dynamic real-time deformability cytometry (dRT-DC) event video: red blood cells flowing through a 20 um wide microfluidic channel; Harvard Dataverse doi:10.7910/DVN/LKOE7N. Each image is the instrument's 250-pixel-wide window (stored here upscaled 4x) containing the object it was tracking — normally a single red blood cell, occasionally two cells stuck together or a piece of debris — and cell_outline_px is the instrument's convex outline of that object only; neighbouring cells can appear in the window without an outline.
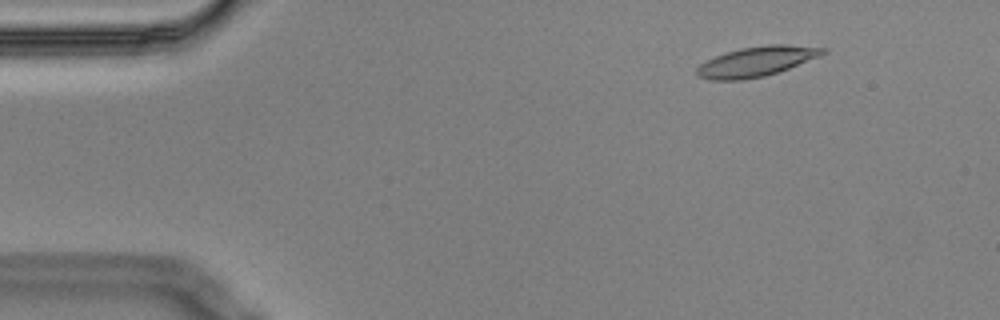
{"species": "Egyptian fruit bat (a non-hibernating species)", "species_latin": "Rousettus aegyptiacus", "temperature_condition": "cold", "stored_images_in_passage": 4, "camera_frame_rate_fps": 3000, "um_per_image_px": 0.085, "animal": {"sex": "male"}, "frame": {"image": 1, "passage_image": 2, "time_ms": 0.333, "image_size_px": [1000, 320], "cell_outline_px": [[828, 52], [780, 72], [764, 76], [740, 80], [712, 80], [700, 76], [696, 72], [696, 68], [700, 64], [716, 56], [740, 48], [768, 44], [784, 44], [828, 48]], "centroid_in_image_um": [64.34, 5.22], "position_along_channel_um": 20.7, "area_um2": 21.79}}
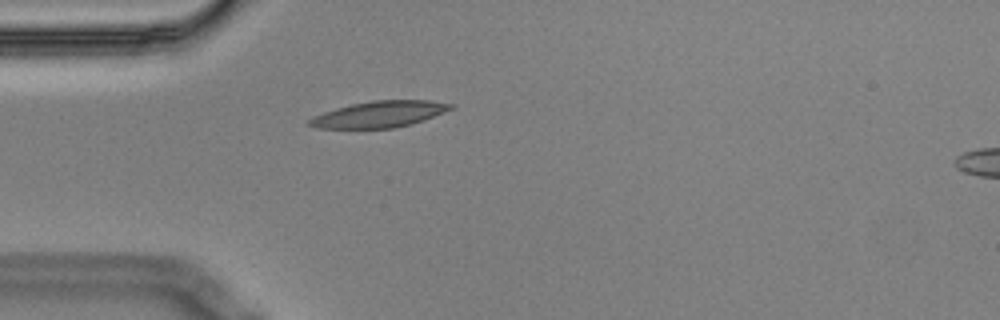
{"frame": {"image": 2, "passage_image": 4, "time_ms": 1.0, "image_size_px": [1000, 320], "cell_outline_px": [[456, 108], [424, 120], [412, 124], [392, 128], [316, 128], [308, 124], [308, 120], [312, 116], [336, 108], [352, 104], [372, 100], [428, 100], [456, 104]], "centroid_in_image_um": [32.3, 9.7], "position_along_channel_um": 52.7, "area_um2": 21.79}}